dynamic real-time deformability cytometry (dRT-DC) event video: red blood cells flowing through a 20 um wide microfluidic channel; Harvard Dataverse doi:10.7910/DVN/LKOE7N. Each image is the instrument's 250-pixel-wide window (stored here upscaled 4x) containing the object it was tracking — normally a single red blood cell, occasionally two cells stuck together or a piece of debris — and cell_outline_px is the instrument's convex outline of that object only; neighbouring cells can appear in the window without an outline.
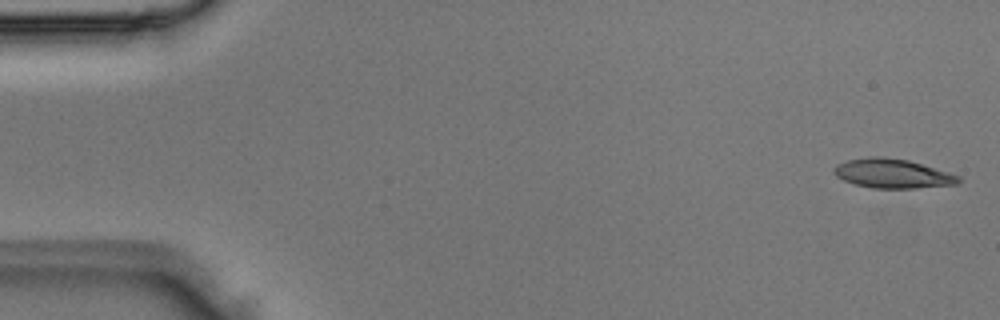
{"species": "Egyptian fruit bat (a non-hibernating species)", "species_latin": "Rousettus aegyptiacus", "temperature_condition": "room temperature", "stored_images_in_passage": 5, "camera_frame_rate_fps": 3000, "um_per_image_px": 0.085, "animal": {"sex": "male"}, "frame": {"image": 1, "passage_image": 1, "time_ms": 0.0, "image_size_px": [1000, 320], "cell_outline_px": [[964, 180], [956, 184], [916, 188], [872, 188], [856, 184], [844, 180], [836, 176], [832, 172], [832, 168], [836, 164], [848, 160], [868, 156], [884, 156], [908, 160], [948, 172], [960, 176]], "centroid_in_image_um": [75.85, 14.74], "position_along_channel_um": 9.2, "area_um2": 21.33}}
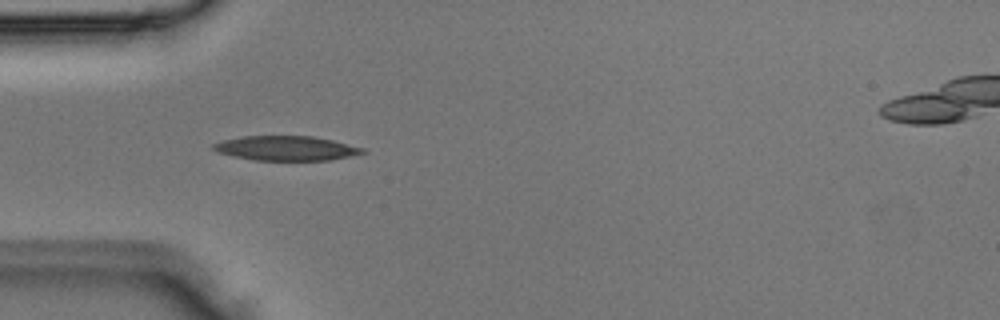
{"frame": {"image": 2, "passage_image": 4, "time_ms": 1.0, "image_size_px": [1000, 320], "cell_outline_px": [[368, 152], [332, 160], [256, 160], [236, 156], [220, 152], [212, 148], [212, 144], [224, 140], [244, 136], [312, 136], [332, 140], [364, 148]], "centroid_in_image_um": [24.38, 12.6], "position_along_channel_um": 60.6, "area_um2": 21.1}}
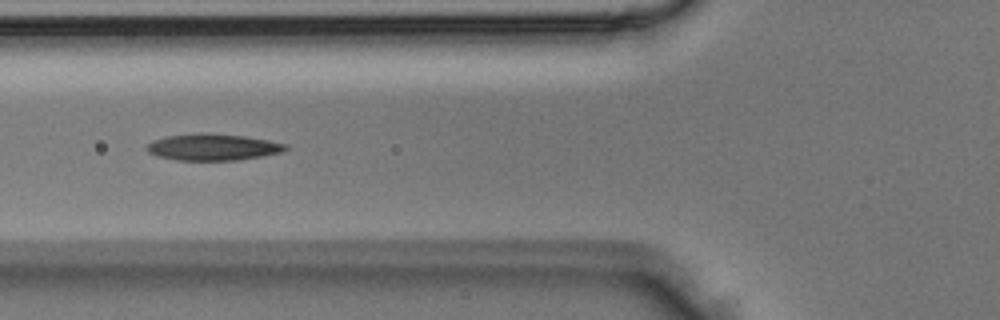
{"frame": {"image": 3, "passage_image": 5, "time_ms": 1.333, "image_size_px": [1000, 320], "cell_outline_px": [[288, 148], [280, 152], [260, 156], [236, 160], [176, 160], [156, 156], [148, 152], [144, 148], [152, 140], [164, 136], [192, 132], [208, 132], [244, 136], [268, 140], [288, 144]], "centroid_in_image_um": [18.02, 12.48], "position_along_channel_um": 107.8, "area_um2": 21.79}}